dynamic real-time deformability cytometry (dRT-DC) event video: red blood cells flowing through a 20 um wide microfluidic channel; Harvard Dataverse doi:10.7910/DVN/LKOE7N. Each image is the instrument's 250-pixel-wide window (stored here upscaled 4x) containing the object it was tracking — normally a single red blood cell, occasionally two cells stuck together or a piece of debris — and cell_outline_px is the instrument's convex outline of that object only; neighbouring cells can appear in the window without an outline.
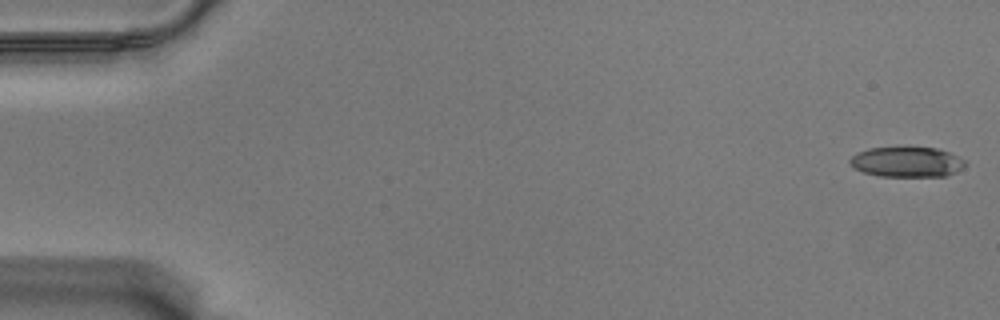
{"species": "Egyptian fruit bat (a non-hibernating species)", "species_latin": "Rousettus aegyptiacus", "temperature_condition": "warm", "stored_images_in_passage": 57, "camera_frame_rate_fps": 3000, "um_per_image_px": 0.085, "animal": {"sex": "male"}, "frame": {"image": 1, "passage_image": 1, "time_ms": 0.0, "image_size_px": [1000, 320], "cell_outline_px": [[968, 160], [956, 172], [948, 176], [880, 176], [864, 172], [856, 168], [848, 160], [856, 152], [868, 148], [936, 148], [948, 152]], "centroid_in_image_um": [77.1, 13.77], "position_along_channel_um": 7.9, "area_um2": 20.06}}
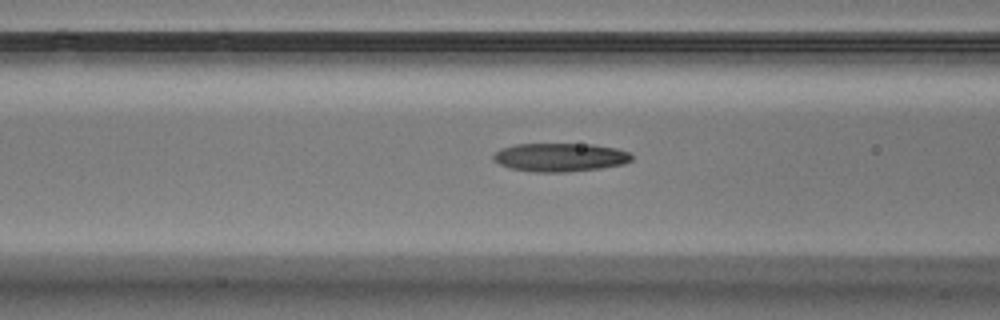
{"frame": {"image": 2, "passage_image": 23, "time_ms": 7.333, "image_size_px": [1000, 320], "cell_outline_px": [[632, 160], [624, 164], [600, 168], [564, 172], [536, 172], [512, 168], [500, 164], [492, 160], [492, 156], [500, 148], [516, 144], [592, 144], [616, 148], [628, 152], [632, 156]], "centroid_in_image_um": [47.6, 13.36], "position_along_channel_um": 119.0, "area_um2": 22.89}}
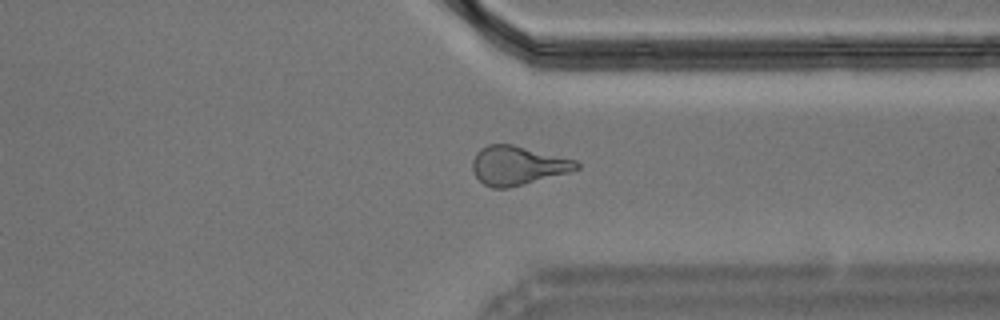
{"frame": {"image": 3, "passage_image": 44, "time_ms": 14.333, "image_size_px": [1000, 320], "cell_outline_px": [[580, 168], [568, 172], [508, 188], [492, 188], [484, 184], [476, 176], [472, 168], [472, 160], [476, 152], [480, 148], [488, 144], [512, 144], [576, 160], [580, 164]], "centroid_in_image_um": [43.97, 14.05], "position_along_channel_um": 367.4, "area_um2": 23.41}, "authors_computed_cell_mechanics": {"area_um2": 22.7154, "velocity_mm_per_s": 3.5539, "shape_relaxation_time_tau1_ms": 10.6747, "shape_relaxation_time_tau2_ms": 2.5498, "deformation_change_tau1": 0.2635, "deformation_change_tau2": 0.1147}}